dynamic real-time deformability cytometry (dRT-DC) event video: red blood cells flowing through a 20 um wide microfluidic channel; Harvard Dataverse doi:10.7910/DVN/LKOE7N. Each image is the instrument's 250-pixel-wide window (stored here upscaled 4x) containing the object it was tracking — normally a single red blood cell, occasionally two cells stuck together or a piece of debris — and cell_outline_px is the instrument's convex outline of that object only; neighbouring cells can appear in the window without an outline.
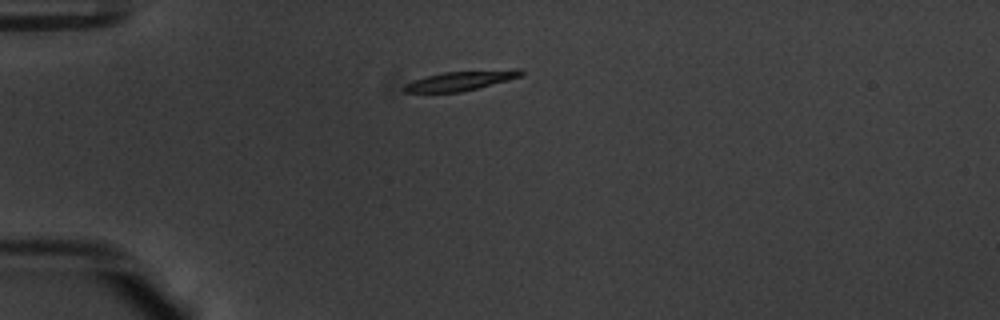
{"species": "common noctule bat (a hibernating species)", "species_latin": "Nyctalus noctula", "temperature_condition": "warm", "stored_images_in_passage": 41, "camera_frame_rate_fps": 3000, "um_per_image_px": 0.085, "animal": {"sex": "male", "body_mass_g": 20.1, "forearm_length_mm": 53.5}, "frame": {"image": 1, "passage_image": 1, "time_ms": 0.0, "image_size_px": [1000, 320], "cell_outline_px": [[524, 72], [520, 76], [508, 80], [460, 92], [404, 92], [404, 84], [428, 76], [444, 72], [516, 68], [520, 68]], "centroid_in_image_um": [39.22, 6.84], "position_along_channel_um": 45.8, "area_um2": 13.12}}
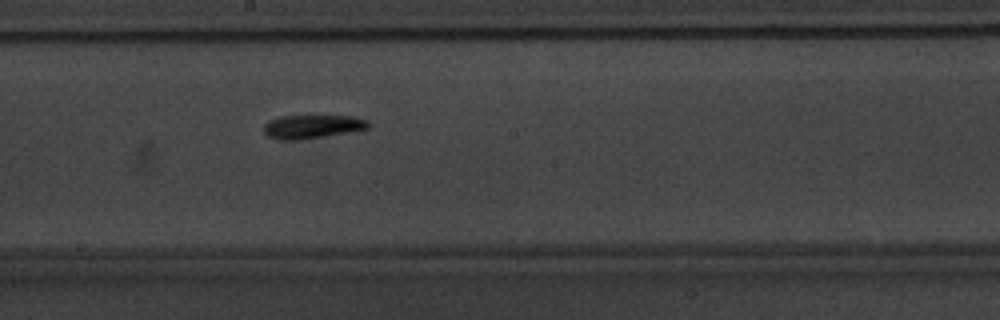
{"frame": {"image": 2, "passage_image": 17, "time_ms": 5.333, "image_size_px": [1000, 320], "cell_outline_px": [[372, 124], [368, 128], [324, 136], [296, 140], [276, 140], [268, 136], [264, 132], [264, 124], [268, 120], [280, 116], [352, 116], [368, 120]], "centroid_in_image_um": [26.51, 10.75], "position_along_channel_um": 221.7, "area_um2": 14.33}}
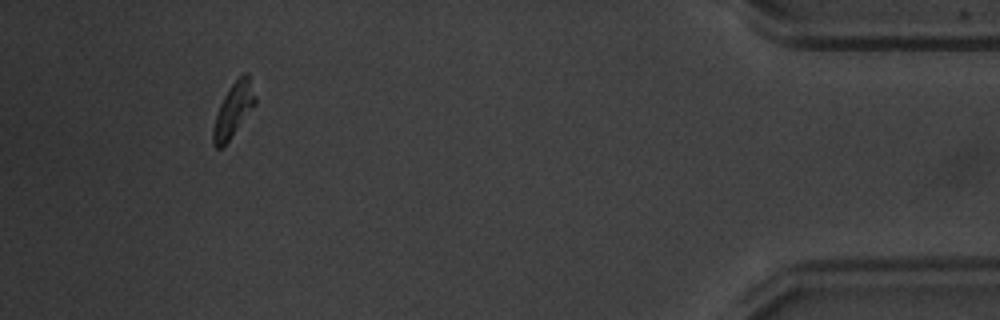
{"frame": {"image": 3, "passage_image": 37, "time_ms": 12.0, "image_size_px": [1000, 320], "cell_outline_px": [[256, 104], [228, 140], [220, 148], [216, 148], [212, 144], [212, 132], [216, 116], [220, 104], [224, 96], [232, 84], [244, 72], [248, 72], [256, 96]], "centroid_in_image_um": [19.85, 9.32], "position_along_channel_um": 415.3, "area_um2": 12.95}, "authors_computed_cell_mechanics": {"area_um2": 13.6986, "velocity_mm_per_s": 3.7657, "shape_relaxation_time_tau1_ms": 2.4546, "shape_relaxation_time_tau2_ms": 9.5318, "deformation_change_tau1": 0.181, "deformation_change_tau2": 0.181}}